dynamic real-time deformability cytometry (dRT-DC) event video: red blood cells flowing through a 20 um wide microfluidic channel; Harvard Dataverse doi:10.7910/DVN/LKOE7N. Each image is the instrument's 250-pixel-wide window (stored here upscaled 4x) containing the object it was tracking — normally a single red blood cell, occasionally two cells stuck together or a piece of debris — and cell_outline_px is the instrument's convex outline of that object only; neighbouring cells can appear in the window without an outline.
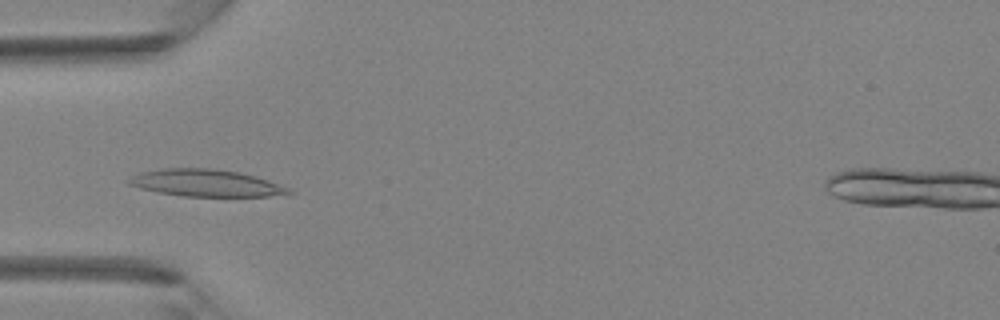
{"species": "Egyptian fruit bat (a non-hibernating species)", "species_latin": "Rousettus aegyptiacus", "temperature_condition": "room temperature", "stored_images_in_passage": 31, "camera_frame_rate_fps": 3000, "um_per_image_px": 0.085, "animal": {"sex": "female"}, "frame": {"image": 1, "passage_image": 3, "time_ms": 0.667, "image_size_px": [1000, 320], "cell_outline_px": [[296, 192], [268, 196], [180, 196], [140, 188], [128, 184], [128, 180], [132, 176], [140, 172], [164, 168], [208, 168], [236, 172], [256, 176], [288, 188]], "centroid_in_image_um": [17.47, 15.55], "position_along_channel_um": 67.5, "area_um2": 24.8}}
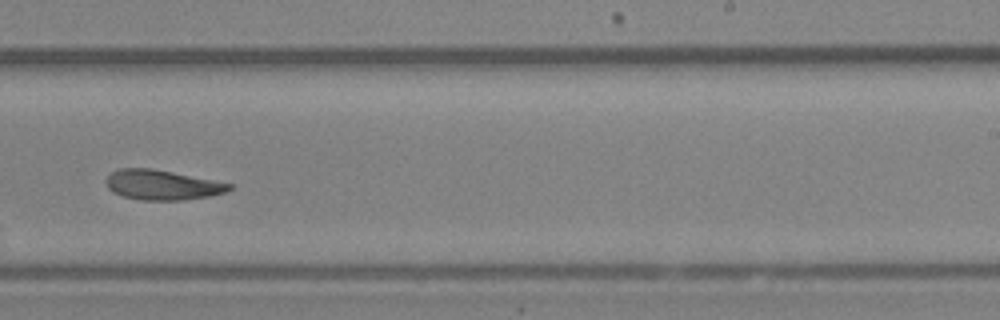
{"frame": {"image": 2, "passage_image": 16, "time_ms": 5.0, "image_size_px": [1000, 320], "cell_outline_px": [[232, 188], [228, 192], [208, 196], [184, 200], [140, 200], [124, 196], [112, 192], [108, 188], [108, 176], [112, 172], [120, 168], [152, 168], [232, 184]], "centroid_in_image_um": [13.8, 15.72], "position_along_channel_um": 275.2, "area_um2": 21.21}}
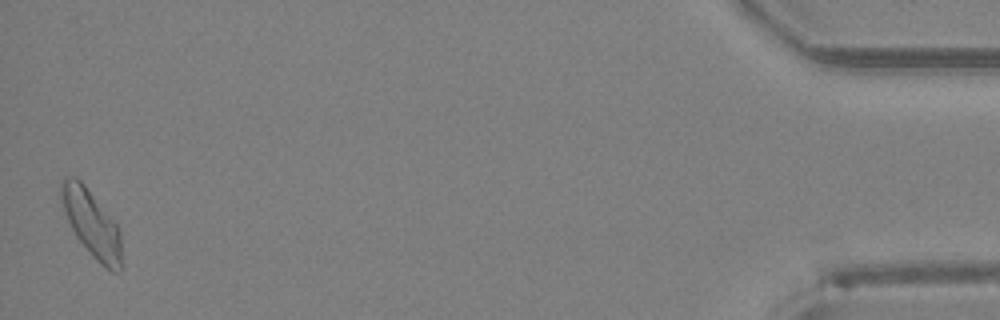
{"frame": {"image": 3, "passage_image": 31, "time_ms": 10.0, "image_size_px": [1000, 320], "cell_outline_px": [[120, 272], [112, 272], [100, 264], [92, 256], [76, 236], [68, 220], [60, 196], [60, 184], [64, 176], [76, 176], [84, 184], [116, 224], [120, 232]], "centroid_in_image_um": [7.76, 18.97], "position_along_channel_um": 427.4, "area_um2": 23.0}}